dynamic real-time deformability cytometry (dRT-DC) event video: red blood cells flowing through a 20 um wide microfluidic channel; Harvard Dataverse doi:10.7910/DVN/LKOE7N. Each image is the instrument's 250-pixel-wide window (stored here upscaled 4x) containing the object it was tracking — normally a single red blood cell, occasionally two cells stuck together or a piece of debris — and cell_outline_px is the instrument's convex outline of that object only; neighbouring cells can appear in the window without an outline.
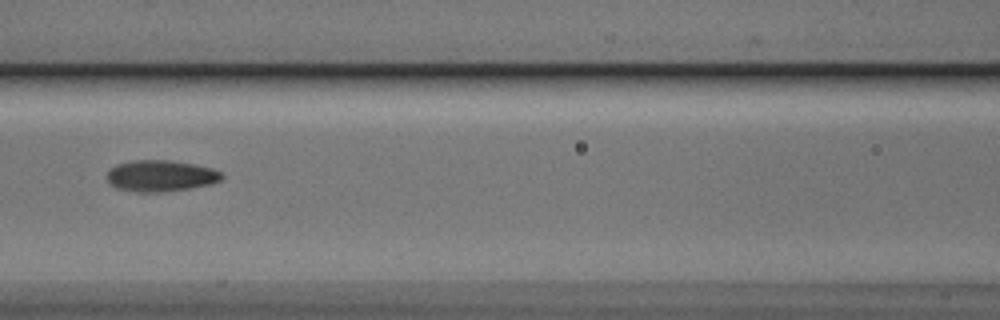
{"species": "Egyptian fruit bat (a non-hibernating species)", "species_latin": "Rousettus aegyptiacus", "temperature_condition": "cold", "stored_images_in_passage": 33, "camera_frame_rate_fps": 3000, "um_per_image_px": 0.085, "animal": {"sex": "male"}, "frame": {"image": 1, "passage_image": 14, "time_ms": 4.333, "image_size_px": [1000, 320], "cell_outline_px": [[224, 176], [220, 180], [208, 184], [188, 188], [160, 192], [136, 192], [116, 188], [108, 180], [108, 172], [116, 164], [136, 160], [172, 160], [212, 168], [220, 172]], "centroid_in_image_um": [13.65, 14.94], "position_along_channel_um": 153.0, "area_um2": 20.63}}
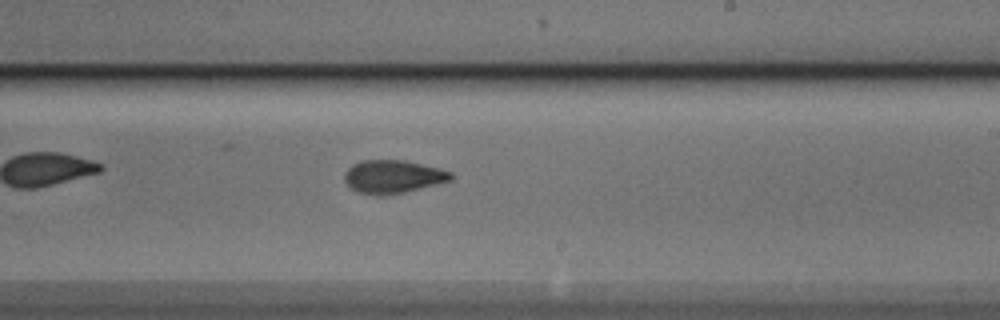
{"frame": {"image": 2, "passage_image": 22, "time_ms": 7.0, "image_size_px": [1000, 320], "cell_outline_px": [[452, 180], [388, 196], [376, 196], [356, 192], [344, 180], [344, 172], [352, 164], [360, 160], [404, 160], [440, 168], [452, 172]], "centroid_in_image_um": [33.37, 15.02], "position_along_channel_um": 255.6, "area_um2": 20.75}}
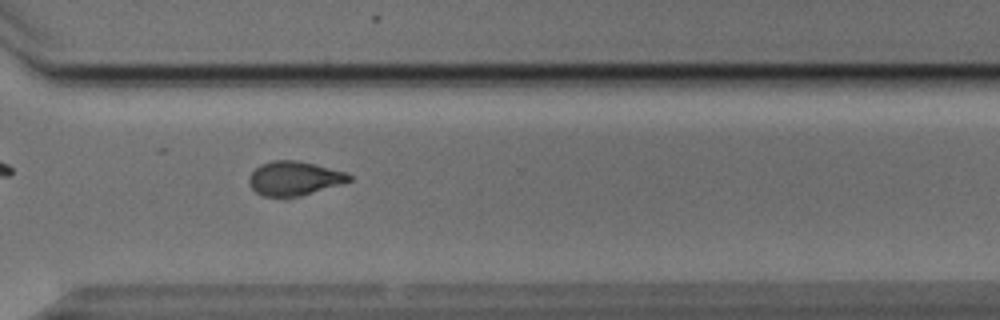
{"frame": {"image": 3, "passage_image": 29, "time_ms": 9.333, "image_size_px": [1000, 320], "cell_outline_px": [[352, 180], [340, 184], [300, 196], [284, 200], [264, 196], [256, 192], [248, 184], [248, 176], [260, 164], [272, 160], [296, 160], [344, 172], [352, 176]], "centroid_in_image_um": [24.93, 15.2], "position_along_channel_um": 345.7, "area_um2": 20.11}, "authors_computed_cell_mechanics": {"area_um2": 20.4034, "velocity_mm_per_s": 3.858, "shape_relaxation_time_tau1_ms": 3.3042, "shape_relaxation_time_tau2_ms": 2.2121, "deformation_change_tau1": 0.1355, "deformation_change_tau2": 0.0786}}